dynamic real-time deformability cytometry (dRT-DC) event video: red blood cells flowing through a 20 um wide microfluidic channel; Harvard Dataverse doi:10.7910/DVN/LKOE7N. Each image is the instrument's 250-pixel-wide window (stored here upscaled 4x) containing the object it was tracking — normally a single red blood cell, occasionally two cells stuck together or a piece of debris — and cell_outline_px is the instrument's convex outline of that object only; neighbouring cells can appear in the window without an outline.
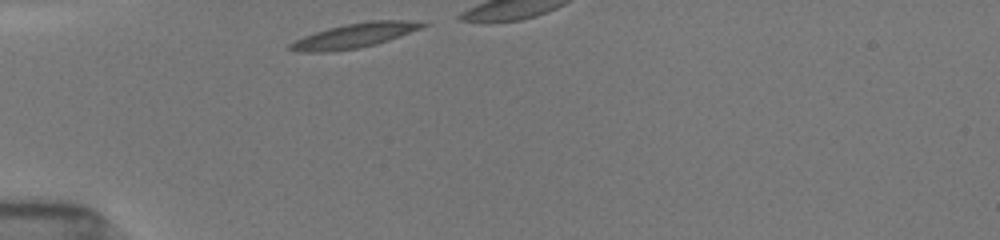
{"species": "common noctule bat (a hibernating species)", "species_latin": "Nyctalus noctula", "temperature_condition": "room temperature", "stored_images_in_passage": 16, "camera_frame_rate_fps": 3000, "um_per_image_px": 0.085, "animal": {"sex": "female", "body_mass_g": 19.5, "forearm_length_mm": 54.1}, "frame": {"image": 1, "passage_image": 1, "time_ms": 0.0, "image_size_px": [1000, 240], "cell_outline_px": [[428, 24], [420, 28], [400, 36], [376, 44], [360, 48], [332, 52], [296, 52], [288, 48], [288, 44], [304, 36], [328, 28], [344, 24], [372, 20], [404, 20]], "centroid_in_image_um": [30.06, 3.04], "position_along_channel_um": 54.9, "area_um2": 18.84}}
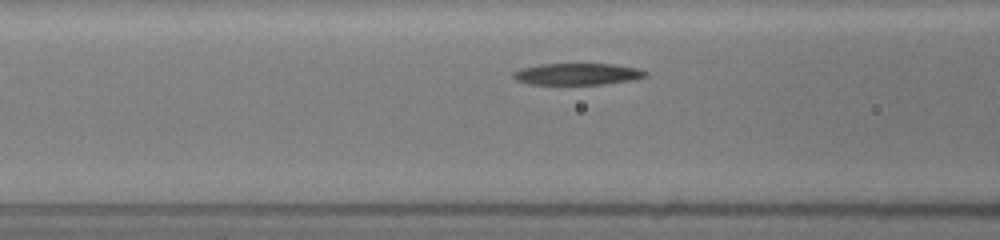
{"frame": {"image": 2, "passage_image": 7, "time_ms": 2.0, "image_size_px": [1000, 240], "cell_outline_px": [[648, 76], [632, 80], [604, 84], [528, 84], [516, 80], [512, 76], [512, 72], [520, 68], [540, 64], [616, 64], [640, 68], [648, 72]], "centroid_in_image_um": [49.1, 6.29], "position_along_channel_um": 117.5, "area_um2": 16.88}}
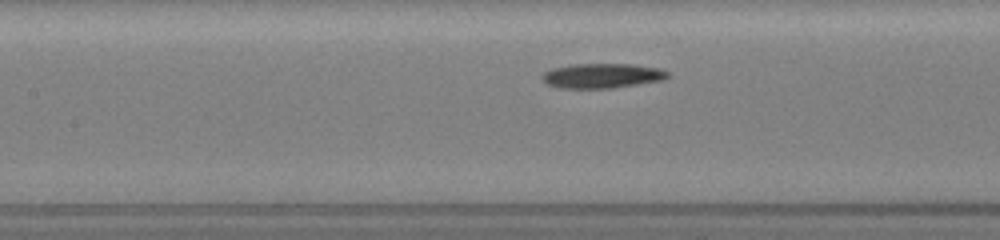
{"frame": {"image": 3, "passage_image": 10, "time_ms": 3.0, "image_size_px": [1000, 240], "cell_outline_px": [[668, 76], [664, 80], [612, 88], [560, 88], [548, 84], [540, 76], [544, 72], [552, 68], [572, 64], [632, 64], [660, 68], [668, 72]], "centroid_in_image_um": [51.18, 6.43], "position_along_channel_um": 156.2, "area_um2": 18.09}}